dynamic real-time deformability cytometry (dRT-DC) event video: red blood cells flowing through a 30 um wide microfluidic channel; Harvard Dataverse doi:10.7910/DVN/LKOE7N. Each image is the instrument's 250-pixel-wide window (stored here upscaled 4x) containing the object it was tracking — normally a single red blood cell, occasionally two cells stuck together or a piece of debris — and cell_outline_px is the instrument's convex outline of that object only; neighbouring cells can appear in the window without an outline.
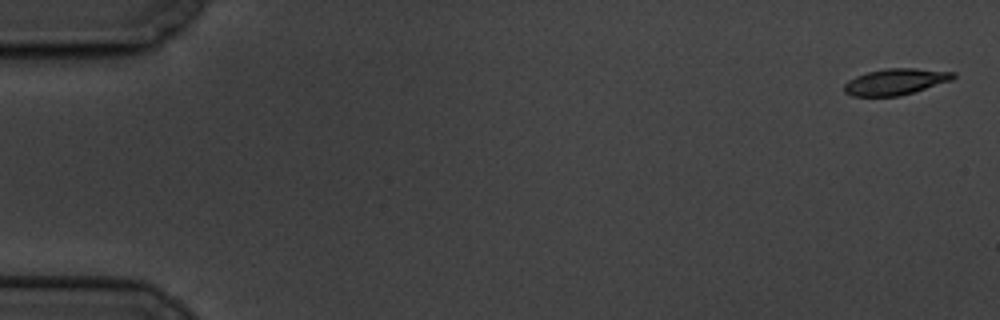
{"species": "common noctule bat (a hibernating species)", "species_latin": "Nyctalus noctula", "temperature_condition": "cold", "stored_images_in_passage": 6, "camera_frame_rate_fps": 3000, "um_per_image_px": 0.085, "animal": {"sex": "male", "body_mass_g": 19.5, "forearm_length_mm": 54.6}, "frame": {"image": 1, "passage_image": 1, "time_ms": 0.0, "image_size_px": [1000, 320], "cell_outline_px": [[956, 76], [952, 80], [900, 96], [852, 96], [844, 92], [844, 84], [848, 80], [856, 76], [868, 72], [888, 68], [916, 68], [956, 72]], "centroid_in_image_um": [76.12, 6.94], "position_along_channel_um": 8.9, "area_um2": 16.65}}
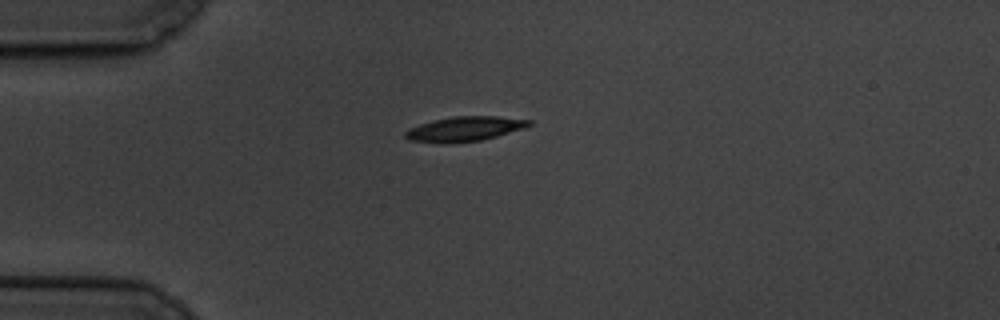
{"frame": {"image": 2, "passage_image": 4, "time_ms": 4.667, "image_size_px": [1000, 320], "cell_outline_px": [[532, 124], [524, 128], [496, 136], [480, 140], [444, 144], [440, 144], [408, 140], [404, 136], [404, 132], [420, 124], [432, 120], [456, 116], [496, 116], [532, 120]], "centroid_in_image_um": [39.47, 10.96], "position_along_channel_um": 45.5, "area_um2": 17.8}}
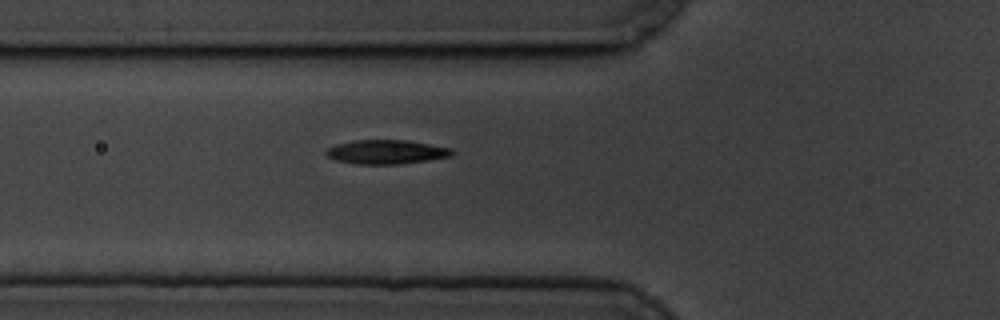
{"frame": {"image": 3, "passage_image": 6, "time_ms": 6.667, "image_size_px": [1000, 320], "cell_outline_px": [[456, 152], [452, 156], [428, 160], [400, 164], [356, 164], [336, 160], [324, 156], [324, 152], [328, 148], [336, 144], [352, 140], [408, 140], [452, 148]], "centroid_in_image_um": [32.83, 12.91], "position_along_channel_um": 93.0, "area_um2": 17.92}}